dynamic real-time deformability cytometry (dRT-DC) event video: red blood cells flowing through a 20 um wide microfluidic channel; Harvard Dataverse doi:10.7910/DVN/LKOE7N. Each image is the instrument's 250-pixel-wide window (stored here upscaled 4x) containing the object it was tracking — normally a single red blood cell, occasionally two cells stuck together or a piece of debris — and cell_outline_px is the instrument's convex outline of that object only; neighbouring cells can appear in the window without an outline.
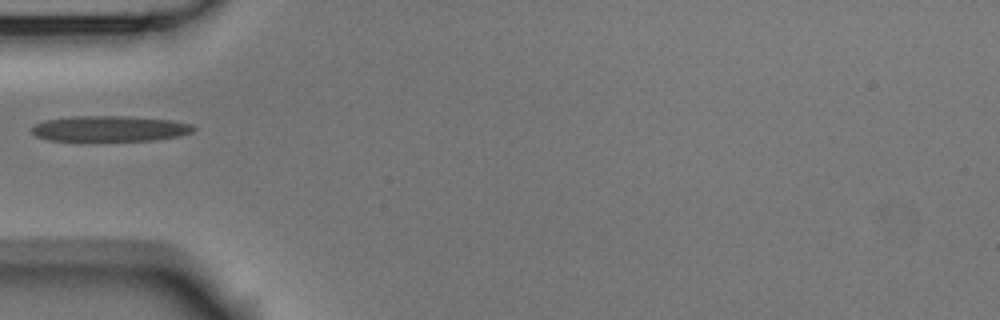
{"species": "Egyptian fruit bat (a non-hibernating species)", "species_latin": "Rousettus aegyptiacus", "temperature_condition": "room temperature", "stored_images_in_passage": 1, "camera_frame_rate_fps": 3000, "um_per_image_px": 0.085, "animal": {"sex": "male"}, "frame": {"image": 1, "passage_image": 1, "time_ms": 0.0, "image_size_px": [1000, 320], "cell_outline_px": [[196, 128], [192, 132], [180, 136], [156, 140], [48, 140], [36, 136], [32, 132], [32, 128], [36, 124], [44, 120], [72, 116], [128, 116], [172, 120], [192, 124]], "centroid_in_image_um": [9.37, 10.92], "position_along_channel_um": 75.6, "area_um2": 24.1}}